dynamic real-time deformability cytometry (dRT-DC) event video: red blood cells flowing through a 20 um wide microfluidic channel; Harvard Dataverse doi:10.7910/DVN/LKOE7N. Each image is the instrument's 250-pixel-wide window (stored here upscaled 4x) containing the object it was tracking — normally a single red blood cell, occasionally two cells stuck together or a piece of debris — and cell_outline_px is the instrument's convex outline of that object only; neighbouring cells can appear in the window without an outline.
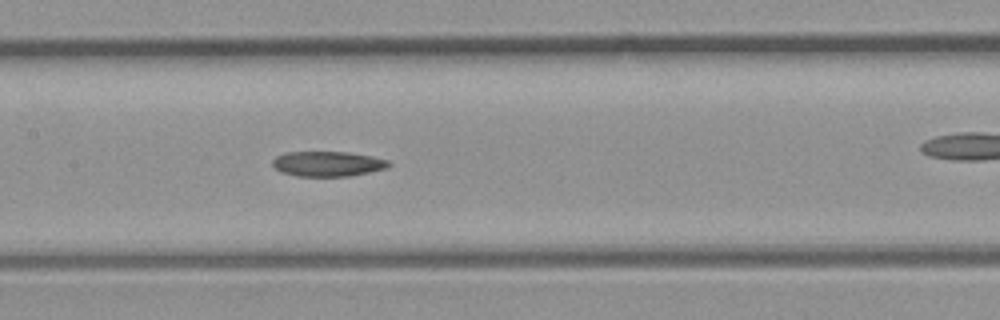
{"species": "common noctule bat (a hibernating species)", "species_latin": "Nyctalus noctula", "temperature_condition": "room temperature", "stored_images_in_passage": 34, "camera_frame_rate_fps": 3000, "um_per_image_px": 0.085, "animal": {"sex": "male", "body_mass_g": 23.1, "forearm_length_mm": 52.7}, "frame": {"image": 1, "passage_image": 15, "time_ms": 4.667, "image_size_px": [1000, 320], "cell_outline_px": [[392, 164], [388, 168], [348, 176], [296, 176], [280, 172], [272, 164], [272, 160], [276, 156], [284, 152], [348, 152], [372, 156], [388, 160]], "centroid_in_image_um": [27.85, 13.92], "position_along_channel_um": 179.6, "area_um2": 17.05}}
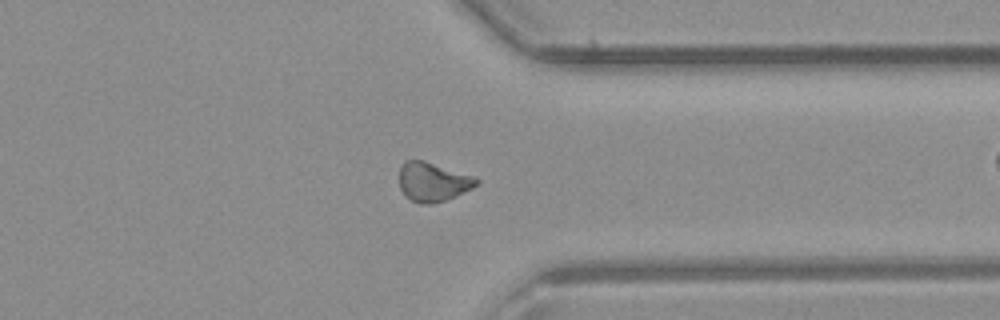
{"frame": {"image": 2, "passage_image": 25, "time_ms": 8.0, "image_size_px": [1000, 320], "cell_outline_px": [[480, 184], [456, 196], [432, 204], [420, 204], [404, 196], [400, 188], [400, 164], [404, 160], [424, 160], [472, 176], [480, 180]], "centroid_in_image_um": [36.77, 15.46], "position_along_channel_um": 374.6, "area_um2": 17.63}}